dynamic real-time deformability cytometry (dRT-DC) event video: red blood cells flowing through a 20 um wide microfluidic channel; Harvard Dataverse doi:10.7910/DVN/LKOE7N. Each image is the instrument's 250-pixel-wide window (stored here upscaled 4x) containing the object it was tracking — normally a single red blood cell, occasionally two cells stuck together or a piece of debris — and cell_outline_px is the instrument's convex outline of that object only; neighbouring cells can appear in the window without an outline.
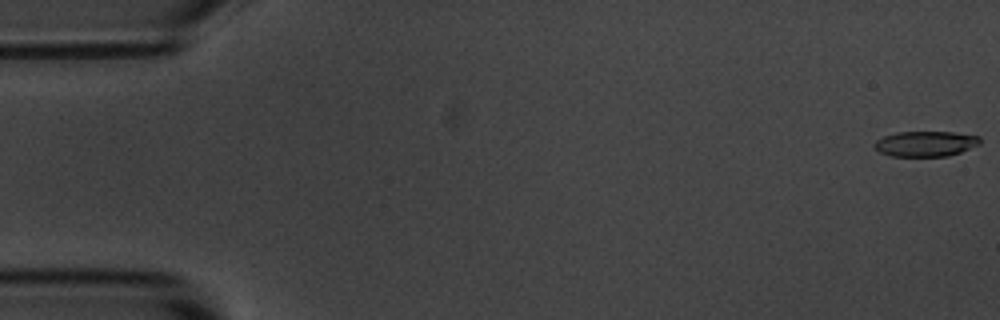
{"species": "common noctule bat (a hibernating species)", "species_latin": "Nyctalus noctula", "temperature_condition": "room temperature", "stored_images_in_passage": 9, "camera_frame_rate_fps": 3000, "um_per_image_px": 0.085, "animal": {"sex": "male", "body_mass_g": 20.1, "forearm_length_mm": 53.5}, "frame": {"image": 1, "passage_image": 1, "time_ms": 0.0, "image_size_px": [1000, 320], "cell_outline_px": [[980, 144], [960, 152], [948, 156], [892, 156], [880, 152], [876, 148], [876, 140], [884, 136], [896, 132], [952, 132], [980, 136]], "centroid_in_image_um": [78.7, 12.21], "position_along_channel_um": 6.3, "area_um2": 15.43}}